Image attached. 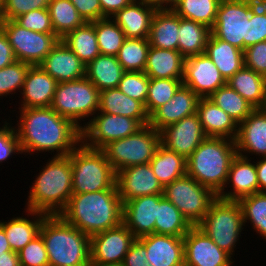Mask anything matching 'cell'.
Instances as JSON below:
<instances>
[{"instance_id":"obj_1","label":"cell","mask_w":266,"mask_h":266,"mask_svg":"<svg viewBox=\"0 0 266 266\" xmlns=\"http://www.w3.org/2000/svg\"><path fill=\"white\" fill-rule=\"evenodd\" d=\"M19 109L14 127L22 154L56 151L54 157L68 156L81 143V129L51 107Z\"/></svg>"},{"instance_id":"obj_2","label":"cell","mask_w":266,"mask_h":266,"mask_svg":"<svg viewBox=\"0 0 266 266\" xmlns=\"http://www.w3.org/2000/svg\"><path fill=\"white\" fill-rule=\"evenodd\" d=\"M59 215L89 237L120 225L123 203L117 185L107 190L72 194Z\"/></svg>"},{"instance_id":"obj_3","label":"cell","mask_w":266,"mask_h":266,"mask_svg":"<svg viewBox=\"0 0 266 266\" xmlns=\"http://www.w3.org/2000/svg\"><path fill=\"white\" fill-rule=\"evenodd\" d=\"M41 169L30 186L25 210L59 215L73 194L70 156H53Z\"/></svg>"},{"instance_id":"obj_4","label":"cell","mask_w":266,"mask_h":266,"mask_svg":"<svg viewBox=\"0 0 266 266\" xmlns=\"http://www.w3.org/2000/svg\"><path fill=\"white\" fill-rule=\"evenodd\" d=\"M45 243L49 266H87L90 237L60 215H47L39 233Z\"/></svg>"},{"instance_id":"obj_5","label":"cell","mask_w":266,"mask_h":266,"mask_svg":"<svg viewBox=\"0 0 266 266\" xmlns=\"http://www.w3.org/2000/svg\"><path fill=\"white\" fill-rule=\"evenodd\" d=\"M236 155L233 139L207 137L186 159V174L218 195L224 189Z\"/></svg>"},{"instance_id":"obj_6","label":"cell","mask_w":266,"mask_h":266,"mask_svg":"<svg viewBox=\"0 0 266 266\" xmlns=\"http://www.w3.org/2000/svg\"><path fill=\"white\" fill-rule=\"evenodd\" d=\"M69 156L73 194L107 190L116 185V172L101 149L81 142Z\"/></svg>"},{"instance_id":"obj_7","label":"cell","mask_w":266,"mask_h":266,"mask_svg":"<svg viewBox=\"0 0 266 266\" xmlns=\"http://www.w3.org/2000/svg\"><path fill=\"white\" fill-rule=\"evenodd\" d=\"M244 220L238 201L217 197L209 211L197 225L213 242L231 257L244 231ZM240 235V236H239Z\"/></svg>"},{"instance_id":"obj_8","label":"cell","mask_w":266,"mask_h":266,"mask_svg":"<svg viewBox=\"0 0 266 266\" xmlns=\"http://www.w3.org/2000/svg\"><path fill=\"white\" fill-rule=\"evenodd\" d=\"M99 97L100 91L85 76L74 81L58 83L51 108L82 129L81 122L90 120L88 117L92 118L98 112Z\"/></svg>"},{"instance_id":"obj_9","label":"cell","mask_w":266,"mask_h":266,"mask_svg":"<svg viewBox=\"0 0 266 266\" xmlns=\"http://www.w3.org/2000/svg\"><path fill=\"white\" fill-rule=\"evenodd\" d=\"M161 145V134L149 124L123 139L112 141L101 150L114 171L149 163Z\"/></svg>"},{"instance_id":"obj_10","label":"cell","mask_w":266,"mask_h":266,"mask_svg":"<svg viewBox=\"0 0 266 266\" xmlns=\"http://www.w3.org/2000/svg\"><path fill=\"white\" fill-rule=\"evenodd\" d=\"M163 196L174 204L192 226H197L217 195L189 175L175 179L163 188Z\"/></svg>"},{"instance_id":"obj_11","label":"cell","mask_w":266,"mask_h":266,"mask_svg":"<svg viewBox=\"0 0 266 266\" xmlns=\"http://www.w3.org/2000/svg\"><path fill=\"white\" fill-rule=\"evenodd\" d=\"M13 49L16 60L39 65L60 39L55 33H41L21 27L14 20H4L0 24Z\"/></svg>"},{"instance_id":"obj_12","label":"cell","mask_w":266,"mask_h":266,"mask_svg":"<svg viewBox=\"0 0 266 266\" xmlns=\"http://www.w3.org/2000/svg\"><path fill=\"white\" fill-rule=\"evenodd\" d=\"M261 0H221L211 33L238 49L244 51V40L247 39V20L252 9Z\"/></svg>"},{"instance_id":"obj_13","label":"cell","mask_w":266,"mask_h":266,"mask_svg":"<svg viewBox=\"0 0 266 266\" xmlns=\"http://www.w3.org/2000/svg\"><path fill=\"white\" fill-rule=\"evenodd\" d=\"M81 129V142L93 149H102L112 141L136 133L143 126L130 117L97 112ZM85 124V125H84Z\"/></svg>"},{"instance_id":"obj_14","label":"cell","mask_w":266,"mask_h":266,"mask_svg":"<svg viewBox=\"0 0 266 266\" xmlns=\"http://www.w3.org/2000/svg\"><path fill=\"white\" fill-rule=\"evenodd\" d=\"M136 238L122 222L90 237V260L104 264H121Z\"/></svg>"},{"instance_id":"obj_15","label":"cell","mask_w":266,"mask_h":266,"mask_svg":"<svg viewBox=\"0 0 266 266\" xmlns=\"http://www.w3.org/2000/svg\"><path fill=\"white\" fill-rule=\"evenodd\" d=\"M182 82L200 98H208L226 85V80L205 53L185 58Z\"/></svg>"},{"instance_id":"obj_16","label":"cell","mask_w":266,"mask_h":266,"mask_svg":"<svg viewBox=\"0 0 266 266\" xmlns=\"http://www.w3.org/2000/svg\"><path fill=\"white\" fill-rule=\"evenodd\" d=\"M183 239L184 266H232L235 262L197 226H193Z\"/></svg>"},{"instance_id":"obj_17","label":"cell","mask_w":266,"mask_h":266,"mask_svg":"<svg viewBox=\"0 0 266 266\" xmlns=\"http://www.w3.org/2000/svg\"><path fill=\"white\" fill-rule=\"evenodd\" d=\"M160 134L163 146L186 159L207 138L196 113L166 126L160 131Z\"/></svg>"},{"instance_id":"obj_18","label":"cell","mask_w":266,"mask_h":266,"mask_svg":"<svg viewBox=\"0 0 266 266\" xmlns=\"http://www.w3.org/2000/svg\"><path fill=\"white\" fill-rule=\"evenodd\" d=\"M116 185L122 203L140 196L163 194V187L149 163L129 166L118 171Z\"/></svg>"},{"instance_id":"obj_19","label":"cell","mask_w":266,"mask_h":266,"mask_svg":"<svg viewBox=\"0 0 266 266\" xmlns=\"http://www.w3.org/2000/svg\"><path fill=\"white\" fill-rule=\"evenodd\" d=\"M163 194L146 195L123 203L122 222L135 238L155 233L158 201Z\"/></svg>"},{"instance_id":"obj_20","label":"cell","mask_w":266,"mask_h":266,"mask_svg":"<svg viewBox=\"0 0 266 266\" xmlns=\"http://www.w3.org/2000/svg\"><path fill=\"white\" fill-rule=\"evenodd\" d=\"M250 158L238 154L233 158L224 189L217 197L224 200L239 201L259 192L256 165L254 161L251 163L252 157ZM230 186V191L227 189L226 192V188Z\"/></svg>"},{"instance_id":"obj_21","label":"cell","mask_w":266,"mask_h":266,"mask_svg":"<svg viewBox=\"0 0 266 266\" xmlns=\"http://www.w3.org/2000/svg\"><path fill=\"white\" fill-rule=\"evenodd\" d=\"M237 154L266 157V108H256L239 124L235 138ZM249 154V156H248Z\"/></svg>"},{"instance_id":"obj_22","label":"cell","mask_w":266,"mask_h":266,"mask_svg":"<svg viewBox=\"0 0 266 266\" xmlns=\"http://www.w3.org/2000/svg\"><path fill=\"white\" fill-rule=\"evenodd\" d=\"M199 100L197 94L182 85L168 103L157 108L149 116V125L160 132L166 126L195 114Z\"/></svg>"},{"instance_id":"obj_23","label":"cell","mask_w":266,"mask_h":266,"mask_svg":"<svg viewBox=\"0 0 266 266\" xmlns=\"http://www.w3.org/2000/svg\"><path fill=\"white\" fill-rule=\"evenodd\" d=\"M58 82L39 65L30 66L23 83L21 107H51Z\"/></svg>"},{"instance_id":"obj_24","label":"cell","mask_w":266,"mask_h":266,"mask_svg":"<svg viewBox=\"0 0 266 266\" xmlns=\"http://www.w3.org/2000/svg\"><path fill=\"white\" fill-rule=\"evenodd\" d=\"M39 66L58 83L85 77V64L61 40Z\"/></svg>"},{"instance_id":"obj_25","label":"cell","mask_w":266,"mask_h":266,"mask_svg":"<svg viewBox=\"0 0 266 266\" xmlns=\"http://www.w3.org/2000/svg\"><path fill=\"white\" fill-rule=\"evenodd\" d=\"M147 250L150 266H184V239L163 234L138 238Z\"/></svg>"},{"instance_id":"obj_26","label":"cell","mask_w":266,"mask_h":266,"mask_svg":"<svg viewBox=\"0 0 266 266\" xmlns=\"http://www.w3.org/2000/svg\"><path fill=\"white\" fill-rule=\"evenodd\" d=\"M156 10L146 0H133L111 18L122 29L126 38H148L151 20Z\"/></svg>"},{"instance_id":"obj_27","label":"cell","mask_w":266,"mask_h":266,"mask_svg":"<svg viewBox=\"0 0 266 266\" xmlns=\"http://www.w3.org/2000/svg\"><path fill=\"white\" fill-rule=\"evenodd\" d=\"M196 114L207 137L235 140L239 125L208 98H200Z\"/></svg>"},{"instance_id":"obj_28","label":"cell","mask_w":266,"mask_h":266,"mask_svg":"<svg viewBox=\"0 0 266 266\" xmlns=\"http://www.w3.org/2000/svg\"><path fill=\"white\" fill-rule=\"evenodd\" d=\"M185 57L178 50L150 46L144 73L149 78L183 79Z\"/></svg>"},{"instance_id":"obj_29","label":"cell","mask_w":266,"mask_h":266,"mask_svg":"<svg viewBox=\"0 0 266 266\" xmlns=\"http://www.w3.org/2000/svg\"><path fill=\"white\" fill-rule=\"evenodd\" d=\"M27 216L13 217L7 222L0 220V226L4 229L8 243L14 252H19L31 240H33L40 233V228L43 220L47 214L36 212L33 210H25ZM35 216V217H34ZM28 218V219H27Z\"/></svg>"},{"instance_id":"obj_30","label":"cell","mask_w":266,"mask_h":266,"mask_svg":"<svg viewBox=\"0 0 266 266\" xmlns=\"http://www.w3.org/2000/svg\"><path fill=\"white\" fill-rule=\"evenodd\" d=\"M98 112L130 117L142 126L149 124V116L144 105L122 93L119 88L100 92Z\"/></svg>"},{"instance_id":"obj_31","label":"cell","mask_w":266,"mask_h":266,"mask_svg":"<svg viewBox=\"0 0 266 266\" xmlns=\"http://www.w3.org/2000/svg\"><path fill=\"white\" fill-rule=\"evenodd\" d=\"M180 16L172 9H157L153 14L149 44L155 48L178 50Z\"/></svg>"},{"instance_id":"obj_32","label":"cell","mask_w":266,"mask_h":266,"mask_svg":"<svg viewBox=\"0 0 266 266\" xmlns=\"http://www.w3.org/2000/svg\"><path fill=\"white\" fill-rule=\"evenodd\" d=\"M204 53L216 65L226 81L245 65L244 51L215 37L212 33Z\"/></svg>"},{"instance_id":"obj_33","label":"cell","mask_w":266,"mask_h":266,"mask_svg":"<svg viewBox=\"0 0 266 266\" xmlns=\"http://www.w3.org/2000/svg\"><path fill=\"white\" fill-rule=\"evenodd\" d=\"M255 109L266 108V77L256 73L245 65L226 81Z\"/></svg>"},{"instance_id":"obj_34","label":"cell","mask_w":266,"mask_h":266,"mask_svg":"<svg viewBox=\"0 0 266 266\" xmlns=\"http://www.w3.org/2000/svg\"><path fill=\"white\" fill-rule=\"evenodd\" d=\"M85 76L101 92L106 89L118 88L124 69L116 56L98 55L85 65Z\"/></svg>"},{"instance_id":"obj_35","label":"cell","mask_w":266,"mask_h":266,"mask_svg":"<svg viewBox=\"0 0 266 266\" xmlns=\"http://www.w3.org/2000/svg\"><path fill=\"white\" fill-rule=\"evenodd\" d=\"M149 164L163 188L175 179L186 175V158L162 144Z\"/></svg>"},{"instance_id":"obj_36","label":"cell","mask_w":266,"mask_h":266,"mask_svg":"<svg viewBox=\"0 0 266 266\" xmlns=\"http://www.w3.org/2000/svg\"><path fill=\"white\" fill-rule=\"evenodd\" d=\"M178 51L185 57L205 52L211 28L207 25L180 17Z\"/></svg>"},{"instance_id":"obj_37","label":"cell","mask_w":266,"mask_h":266,"mask_svg":"<svg viewBox=\"0 0 266 266\" xmlns=\"http://www.w3.org/2000/svg\"><path fill=\"white\" fill-rule=\"evenodd\" d=\"M73 53L87 65L100 55L95 26L85 22L82 26L66 34L60 39Z\"/></svg>"},{"instance_id":"obj_38","label":"cell","mask_w":266,"mask_h":266,"mask_svg":"<svg viewBox=\"0 0 266 266\" xmlns=\"http://www.w3.org/2000/svg\"><path fill=\"white\" fill-rule=\"evenodd\" d=\"M193 226L164 196L158 201V213L155 218V233L184 237Z\"/></svg>"},{"instance_id":"obj_39","label":"cell","mask_w":266,"mask_h":266,"mask_svg":"<svg viewBox=\"0 0 266 266\" xmlns=\"http://www.w3.org/2000/svg\"><path fill=\"white\" fill-rule=\"evenodd\" d=\"M47 9L54 33L59 39L85 23L70 0H50Z\"/></svg>"},{"instance_id":"obj_40","label":"cell","mask_w":266,"mask_h":266,"mask_svg":"<svg viewBox=\"0 0 266 266\" xmlns=\"http://www.w3.org/2000/svg\"><path fill=\"white\" fill-rule=\"evenodd\" d=\"M208 99L227 113L238 125L255 109L227 84L217 89Z\"/></svg>"},{"instance_id":"obj_41","label":"cell","mask_w":266,"mask_h":266,"mask_svg":"<svg viewBox=\"0 0 266 266\" xmlns=\"http://www.w3.org/2000/svg\"><path fill=\"white\" fill-rule=\"evenodd\" d=\"M221 0H178L172 10L181 18L192 20L212 28L216 21Z\"/></svg>"},{"instance_id":"obj_42","label":"cell","mask_w":266,"mask_h":266,"mask_svg":"<svg viewBox=\"0 0 266 266\" xmlns=\"http://www.w3.org/2000/svg\"><path fill=\"white\" fill-rule=\"evenodd\" d=\"M149 48L148 38H126L116 57L124 71L144 72Z\"/></svg>"},{"instance_id":"obj_43","label":"cell","mask_w":266,"mask_h":266,"mask_svg":"<svg viewBox=\"0 0 266 266\" xmlns=\"http://www.w3.org/2000/svg\"><path fill=\"white\" fill-rule=\"evenodd\" d=\"M95 26L98 47L101 55L117 56L126 36L110 17L92 22Z\"/></svg>"},{"instance_id":"obj_44","label":"cell","mask_w":266,"mask_h":266,"mask_svg":"<svg viewBox=\"0 0 266 266\" xmlns=\"http://www.w3.org/2000/svg\"><path fill=\"white\" fill-rule=\"evenodd\" d=\"M244 224L251 223L252 229L266 240V192H258L239 201Z\"/></svg>"},{"instance_id":"obj_45","label":"cell","mask_w":266,"mask_h":266,"mask_svg":"<svg viewBox=\"0 0 266 266\" xmlns=\"http://www.w3.org/2000/svg\"><path fill=\"white\" fill-rule=\"evenodd\" d=\"M183 85L182 79L150 78L145 110L150 116L157 108L168 103Z\"/></svg>"},{"instance_id":"obj_46","label":"cell","mask_w":266,"mask_h":266,"mask_svg":"<svg viewBox=\"0 0 266 266\" xmlns=\"http://www.w3.org/2000/svg\"><path fill=\"white\" fill-rule=\"evenodd\" d=\"M31 65L16 60L0 69V98L21 92L27 71ZM19 90V91H18ZM17 91V92H15Z\"/></svg>"},{"instance_id":"obj_47","label":"cell","mask_w":266,"mask_h":266,"mask_svg":"<svg viewBox=\"0 0 266 266\" xmlns=\"http://www.w3.org/2000/svg\"><path fill=\"white\" fill-rule=\"evenodd\" d=\"M150 78L144 72L125 71L118 88L125 95L138 100L144 106L146 103Z\"/></svg>"},{"instance_id":"obj_48","label":"cell","mask_w":266,"mask_h":266,"mask_svg":"<svg viewBox=\"0 0 266 266\" xmlns=\"http://www.w3.org/2000/svg\"><path fill=\"white\" fill-rule=\"evenodd\" d=\"M244 40V51L247 47L266 40V0H261L251 11L247 20V39Z\"/></svg>"},{"instance_id":"obj_49","label":"cell","mask_w":266,"mask_h":266,"mask_svg":"<svg viewBox=\"0 0 266 266\" xmlns=\"http://www.w3.org/2000/svg\"><path fill=\"white\" fill-rule=\"evenodd\" d=\"M20 266H49L44 240L39 234L18 252Z\"/></svg>"},{"instance_id":"obj_50","label":"cell","mask_w":266,"mask_h":266,"mask_svg":"<svg viewBox=\"0 0 266 266\" xmlns=\"http://www.w3.org/2000/svg\"><path fill=\"white\" fill-rule=\"evenodd\" d=\"M21 27L41 33H54L47 8L32 10L14 19Z\"/></svg>"},{"instance_id":"obj_51","label":"cell","mask_w":266,"mask_h":266,"mask_svg":"<svg viewBox=\"0 0 266 266\" xmlns=\"http://www.w3.org/2000/svg\"><path fill=\"white\" fill-rule=\"evenodd\" d=\"M6 120L0 127V163L10 159L14 154H22L15 127Z\"/></svg>"},{"instance_id":"obj_52","label":"cell","mask_w":266,"mask_h":266,"mask_svg":"<svg viewBox=\"0 0 266 266\" xmlns=\"http://www.w3.org/2000/svg\"><path fill=\"white\" fill-rule=\"evenodd\" d=\"M4 20H14L32 10L48 8L50 0H3Z\"/></svg>"},{"instance_id":"obj_53","label":"cell","mask_w":266,"mask_h":266,"mask_svg":"<svg viewBox=\"0 0 266 266\" xmlns=\"http://www.w3.org/2000/svg\"><path fill=\"white\" fill-rule=\"evenodd\" d=\"M244 61L246 67L266 77V40L247 47Z\"/></svg>"},{"instance_id":"obj_54","label":"cell","mask_w":266,"mask_h":266,"mask_svg":"<svg viewBox=\"0 0 266 266\" xmlns=\"http://www.w3.org/2000/svg\"><path fill=\"white\" fill-rule=\"evenodd\" d=\"M85 22L106 18L102 14L100 0H70Z\"/></svg>"},{"instance_id":"obj_55","label":"cell","mask_w":266,"mask_h":266,"mask_svg":"<svg viewBox=\"0 0 266 266\" xmlns=\"http://www.w3.org/2000/svg\"><path fill=\"white\" fill-rule=\"evenodd\" d=\"M123 266H150L145 245L136 238L123 260Z\"/></svg>"},{"instance_id":"obj_56","label":"cell","mask_w":266,"mask_h":266,"mask_svg":"<svg viewBox=\"0 0 266 266\" xmlns=\"http://www.w3.org/2000/svg\"><path fill=\"white\" fill-rule=\"evenodd\" d=\"M16 61L13 49L7 39V36L0 28V69L7 67Z\"/></svg>"},{"instance_id":"obj_57","label":"cell","mask_w":266,"mask_h":266,"mask_svg":"<svg viewBox=\"0 0 266 266\" xmlns=\"http://www.w3.org/2000/svg\"><path fill=\"white\" fill-rule=\"evenodd\" d=\"M133 0H100L102 14L105 17L113 16L117 11L128 6Z\"/></svg>"},{"instance_id":"obj_58","label":"cell","mask_w":266,"mask_h":266,"mask_svg":"<svg viewBox=\"0 0 266 266\" xmlns=\"http://www.w3.org/2000/svg\"><path fill=\"white\" fill-rule=\"evenodd\" d=\"M259 192H266V157H260L255 162Z\"/></svg>"},{"instance_id":"obj_59","label":"cell","mask_w":266,"mask_h":266,"mask_svg":"<svg viewBox=\"0 0 266 266\" xmlns=\"http://www.w3.org/2000/svg\"><path fill=\"white\" fill-rule=\"evenodd\" d=\"M0 266H20L18 253L8 251L5 254H0Z\"/></svg>"},{"instance_id":"obj_60","label":"cell","mask_w":266,"mask_h":266,"mask_svg":"<svg viewBox=\"0 0 266 266\" xmlns=\"http://www.w3.org/2000/svg\"><path fill=\"white\" fill-rule=\"evenodd\" d=\"M156 9H172L178 0H146ZM166 5V6H165Z\"/></svg>"},{"instance_id":"obj_61","label":"cell","mask_w":266,"mask_h":266,"mask_svg":"<svg viewBox=\"0 0 266 266\" xmlns=\"http://www.w3.org/2000/svg\"><path fill=\"white\" fill-rule=\"evenodd\" d=\"M8 251H12V249L8 243L4 229L0 226V254H5Z\"/></svg>"},{"instance_id":"obj_62","label":"cell","mask_w":266,"mask_h":266,"mask_svg":"<svg viewBox=\"0 0 266 266\" xmlns=\"http://www.w3.org/2000/svg\"><path fill=\"white\" fill-rule=\"evenodd\" d=\"M87 266H123V264L122 263L121 264H104V263H99V262L90 260Z\"/></svg>"},{"instance_id":"obj_63","label":"cell","mask_w":266,"mask_h":266,"mask_svg":"<svg viewBox=\"0 0 266 266\" xmlns=\"http://www.w3.org/2000/svg\"><path fill=\"white\" fill-rule=\"evenodd\" d=\"M4 21V2L0 0V24Z\"/></svg>"}]
</instances>
